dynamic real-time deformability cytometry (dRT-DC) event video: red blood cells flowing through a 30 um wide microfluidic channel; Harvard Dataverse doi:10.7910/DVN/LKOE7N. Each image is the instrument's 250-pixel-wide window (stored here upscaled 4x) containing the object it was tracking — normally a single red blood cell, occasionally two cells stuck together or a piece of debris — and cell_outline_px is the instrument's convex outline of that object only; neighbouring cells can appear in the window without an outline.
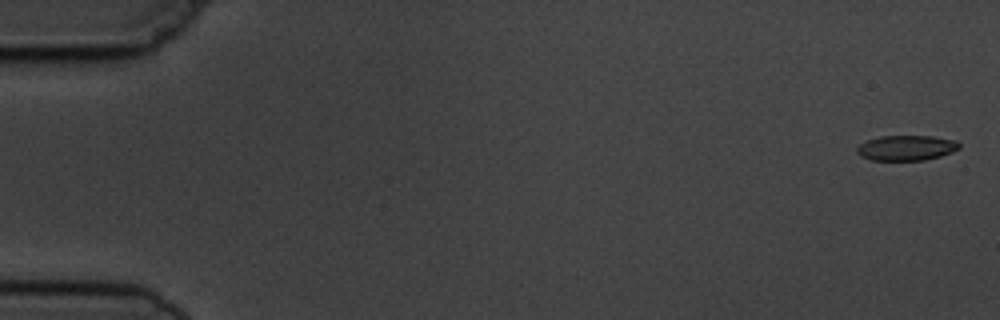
{"species": "common noctule bat (a hibernating species)", "species_latin": "Nyctalus noctula", "temperature_condition": "cold", "stored_images_in_passage": 5, "camera_frame_rate_fps": 3000, "um_per_image_px": 0.085, "animal": {"sex": "male", "body_mass_g": 19.5, "forearm_length_mm": 54.6}, "frame": {"image": 1, "passage_image": 1, "time_ms": 0.0, "image_size_px": [1000, 320], "cell_outline_px": [[960, 148], [952, 152], [940, 156], [924, 160], [872, 160], [860, 156], [856, 152], [856, 148], [860, 144], [868, 140], [880, 136], [932, 136], [956, 140], [960, 144]], "centroid_in_image_um": [77.04, 12.57], "position_along_channel_um": 8.0, "area_um2": 15.03}}
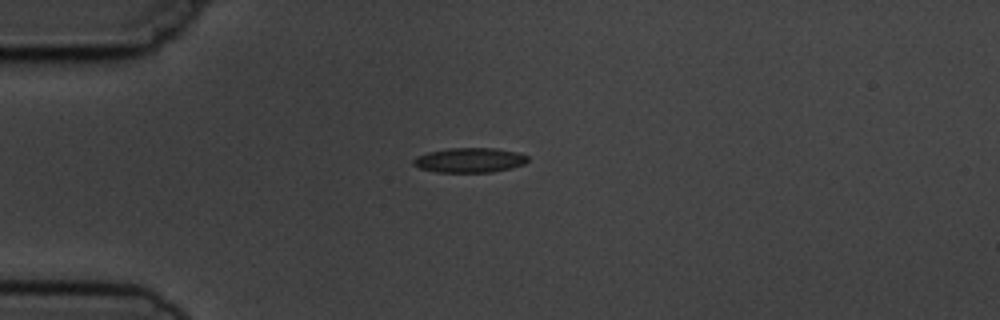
{"frame": {"image": 2, "passage_image": 4, "time_ms": 4.333, "image_size_px": [1000, 320], "cell_outline_px": [[528, 160], [524, 164], [512, 168], [492, 172], [436, 172], [420, 168], [412, 164], [412, 160], [416, 156], [428, 152], [448, 148], [496, 148], [516, 152], [528, 156]], "centroid_in_image_um": [39.9, 13.61], "position_along_channel_um": 45.1, "area_um2": 16.53}}